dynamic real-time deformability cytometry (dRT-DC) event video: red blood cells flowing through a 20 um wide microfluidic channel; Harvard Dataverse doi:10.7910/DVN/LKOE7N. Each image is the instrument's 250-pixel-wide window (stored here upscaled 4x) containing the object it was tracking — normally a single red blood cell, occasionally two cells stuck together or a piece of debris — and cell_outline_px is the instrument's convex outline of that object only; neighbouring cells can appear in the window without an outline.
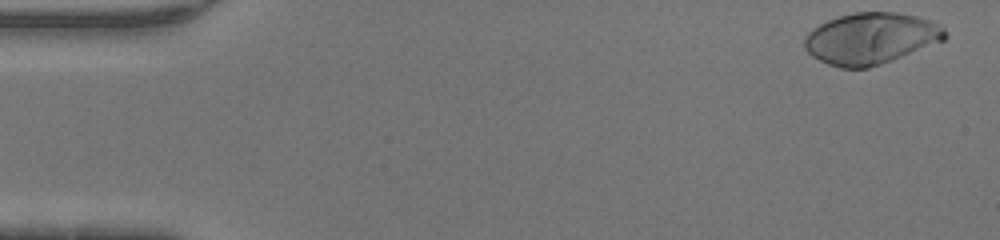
{"species": "human", "species_latin": "Homo sapiens", "temperature_condition": "warm", "stored_images_in_passage": 46, "camera_frame_rate_fps": 3000, "um_per_image_px": 0.085, "donor": {"sex": "male"}, "frame": {"image": 1, "passage_image": 1, "time_ms": 0.0, "image_size_px": [1000, 240], "cell_outline_px": [[948, 36], [944, 40], [892, 60], [868, 68], [840, 68], [828, 64], [812, 56], [804, 48], [804, 36], [812, 28], [828, 20], [840, 16], [856, 12], [896, 12], [916, 16], [928, 20], [944, 28]], "centroid_in_image_um": [73.99, 3.27], "position_along_channel_um": 11.0, "area_um2": 41.85}}
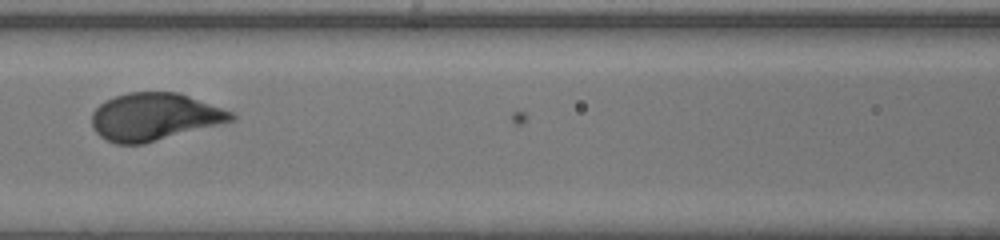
{"frame": {"image": 2, "passage_image": 20, "time_ms": 6.333, "image_size_px": [1000, 240], "cell_outline_px": [[236, 120], [144, 144], [116, 144], [100, 136], [92, 128], [92, 112], [104, 100], [128, 92], [176, 92], [236, 112]], "centroid_in_image_um": [13.14, 9.93], "position_along_channel_um": 153.5, "area_um2": 38.73}}
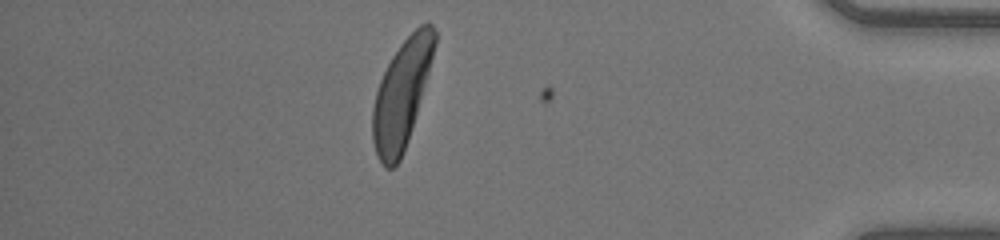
{"frame": {"image": 3, "passage_image": 40, "time_ms": 13.0, "image_size_px": [1000, 240], "cell_outline_px": [[436, 44], [412, 128], [408, 140], [400, 160], [392, 168], [384, 168], [376, 152], [372, 140], [372, 108], [376, 92], [380, 80], [392, 56], [400, 44], [420, 24], [428, 20], [432, 24], [436, 32]], "centroid_in_image_um": [34.13, 7.98], "position_along_channel_um": 401.1, "area_um2": 38.32}}